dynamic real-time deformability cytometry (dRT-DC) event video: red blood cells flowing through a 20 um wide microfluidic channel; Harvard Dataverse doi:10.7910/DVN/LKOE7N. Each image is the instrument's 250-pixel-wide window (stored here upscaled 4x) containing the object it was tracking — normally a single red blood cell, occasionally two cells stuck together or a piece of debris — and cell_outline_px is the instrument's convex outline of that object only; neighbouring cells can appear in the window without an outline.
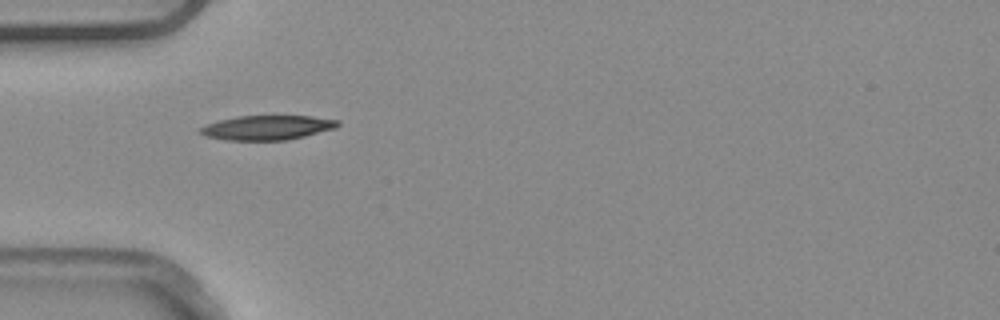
{"species": "common noctule bat (a hibernating species)", "species_latin": "Nyctalus noctula", "temperature_condition": "warm", "stored_images_in_passage": 2, "camera_frame_rate_fps": 3000, "um_per_image_px": 0.085, "animal": {"sex": "male", "body_mass_g": 20.4}, "frame": {"image": 1, "passage_image": 1, "time_ms": 0.0, "image_size_px": [1000, 320], "cell_outline_px": [[340, 124], [336, 128], [304, 136], [284, 140], [224, 140], [204, 136], [200, 132], [200, 128], [204, 124], [236, 116], [312, 116], [340, 120]], "centroid_in_image_um": [22.7, 10.84], "position_along_channel_um": 62.3, "area_um2": 19.65}}
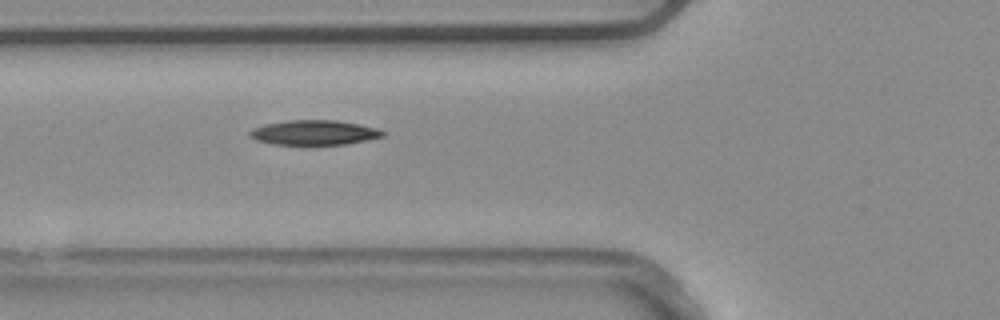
{"frame": {"image": 2, "passage_image": 2, "time_ms": 0.333, "image_size_px": [1000, 320], "cell_outline_px": [[384, 136], [348, 144], [308, 148], [272, 144], [256, 140], [248, 136], [248, 132], [264, 124], [288, 120], [336, 120], [360, 124], [380, 128], [384, 132]], "centroid_in_image_um": [26.7, 11.32], "position_along_channel_um": 99.1, "area_um2": 20.29}}